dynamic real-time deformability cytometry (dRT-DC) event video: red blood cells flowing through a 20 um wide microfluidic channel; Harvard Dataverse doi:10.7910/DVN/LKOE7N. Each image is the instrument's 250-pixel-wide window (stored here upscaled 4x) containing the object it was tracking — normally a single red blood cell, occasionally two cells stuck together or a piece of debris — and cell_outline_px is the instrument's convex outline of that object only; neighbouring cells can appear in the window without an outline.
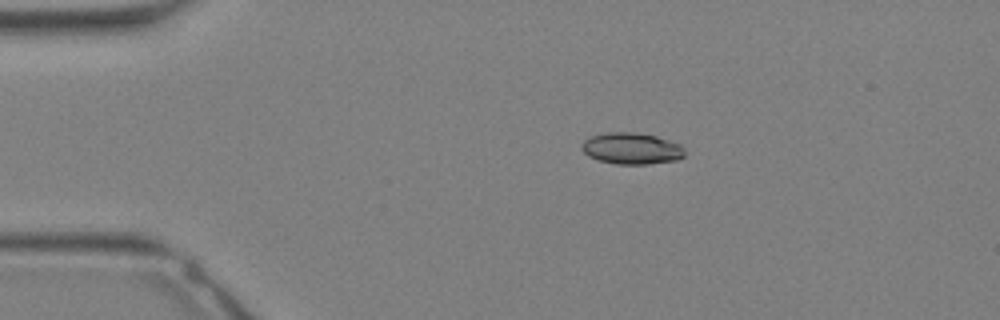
{"species": "Egyptian fruit bat (a non-hibernating species)", "species_latin": "Rousettus aegyptiacus", "temperature_condition": "warm", "stored_images_in_passage": 27, "camera_frame_rate_fps": 3000, "um_per_image_px": 0.085, "animal": {"sex": "female"}, "frame": {"image": 1, "passage_image": 1, "time_ms": 0.0, "image_size_px": [1000, 320], "cell_outline_px": [[684, 156], [676, 160], [648, 164], [616, 164], [600, 160], [588, 156], [580, 148], [584, 140], [592, 136], [608, 132], [636, 132], [656, 136], [680, 144], [684, 148]], "centroid_in_image_um": [53.68, 12.62], "position_along_channel_um": 31.3, "area_um2": 18.84}}
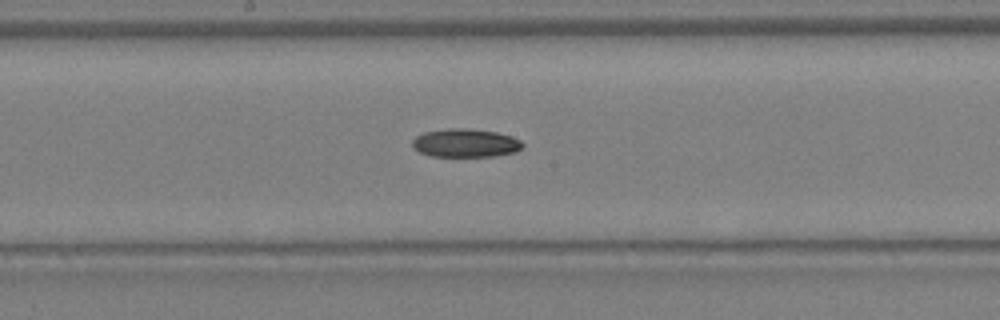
{"frame": {"image": 2, "passage_image": 12, "time_ms": 3.667, "image_size_px": [1000, 320], "cell_outline_px": [[524, 144], [516, 152], [492, 156], [432, 156], [420, 152], [412, 144], [412, 140], [416, 136], [424, 132], [448, 128], [468, 128], [496, 132], [512, 136], [520, 140]], "centroid_in_image_um": [39.57, 12.14], "position_along_channel_um": 208.6, "area_um2": 18.15}}
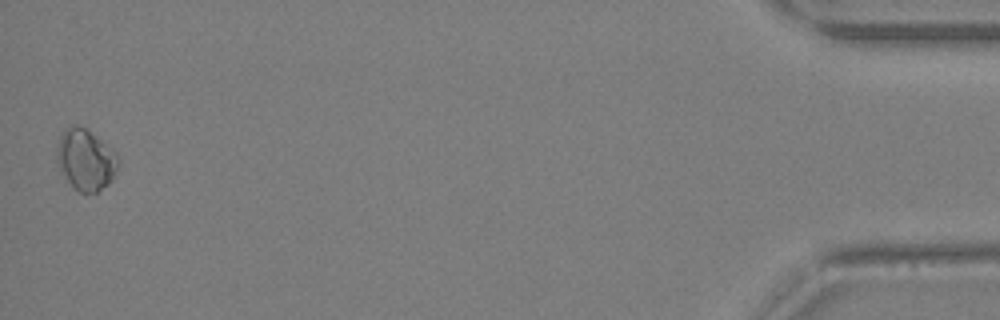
{"frame": {"image": 3, "passage_image": 27, "time_ms": 8.667, "image_size_px": [1000, 320], "cell_outline_px": [[120, 164], [112, 180], [108, 184], [96, 192], [80, 192], [68, 180], [60, 168], [56, 160], [56, 148], [60, 136], [64, 128], [76, 124], [84, 128], [116, 152], [120, 160]], "centroid_in_image_um": [7.29, 13.56], "position_along_channel_um": 427.9, "area_um2": 21.62}}